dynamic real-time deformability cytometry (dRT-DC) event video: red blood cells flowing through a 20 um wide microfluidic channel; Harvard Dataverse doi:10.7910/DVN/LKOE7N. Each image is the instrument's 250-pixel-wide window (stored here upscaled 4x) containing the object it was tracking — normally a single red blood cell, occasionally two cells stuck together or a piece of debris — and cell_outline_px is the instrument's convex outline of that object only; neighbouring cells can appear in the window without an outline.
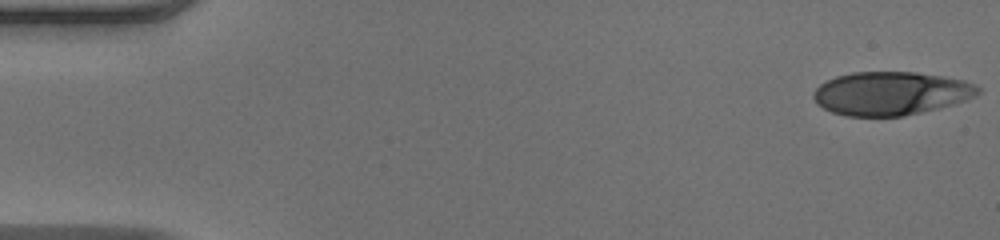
{"species": "human", "species_latin": "Homo sapiens", "temperature_condition": "warm", "stored_images_in_passage": 49, "camera_frame_rate_fps": 3000, "um_per_image_px": 0.085, "donor": {"sex": "male"}, "frame": {"image": 1, "passage_image": 1, "time_ms": 0.0, "image_size_px": [1000, 240], "cell_outline_px": [[980, 92], [976, 96], [952, 104], [904, 116], [844, 116], [832, 112], [816, 104], [812, 96], [812, 92], [820, 84], [836, 76], [852, 72], [916, 72], [964, 80], [980, 88]], "centroid_in_image_um": [75.67, 7.94], "position_along_channel_um": 9.3, "area_um2": 41.5}}
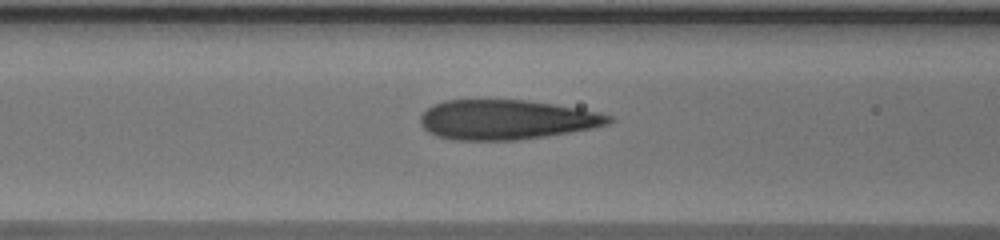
{"frame": {"image": 2, "passage_image": 20, "time_ms": 6.333, "image_size_px": [1000, 240], "cell_outline_px": [[616, 120], [608, 124], [592, 128], [544, 136], [516, 140], [452, 140], [436, 136], [428, 132], [420, 124], [420, 116], [432, 104], [444, 100], [528, 100], [600, 112], [612, 116]], "centroid_in_image_um": [43.02, 10.17], "position_along_channel_um": 123.6, "area_um2": 43.64}}
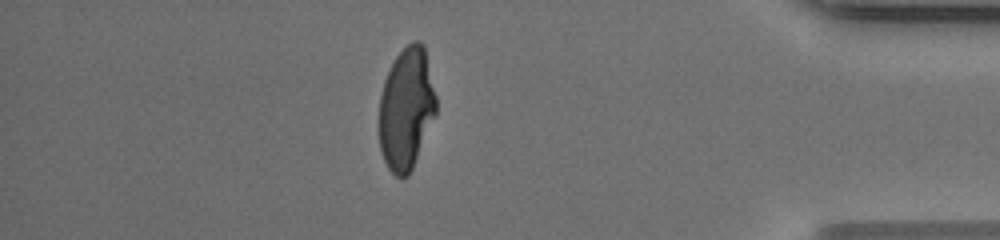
{"frame": {"image": 3, "passage_image": 43, "time_ms": 14.0, "image_size_px": [1000, 240], "cell_outline_px": [[436, 116], [412, 168], [408, 176], [396, 176], [388, 168], [380, 152], [380, 96], [384, 80], [396, 56], [412, 40], [420, 40], [424, 44], [436, 96]], "centroid_in_image_um": [34.55, 9.22], "position_along_channel_um": 400.6, "area_um2": 40.46}, "authors_computed_cell_mechanics": {"area_um2": 42.9454, "velocity_mm_per_s": 4.1203, "shape_relaxation_time_tau1_ms": 7.6407, "shape_relaxation_time_tau2_ms": null, "deformation_change_tau1": 0.2959, "deformation_change_tau2": null}}